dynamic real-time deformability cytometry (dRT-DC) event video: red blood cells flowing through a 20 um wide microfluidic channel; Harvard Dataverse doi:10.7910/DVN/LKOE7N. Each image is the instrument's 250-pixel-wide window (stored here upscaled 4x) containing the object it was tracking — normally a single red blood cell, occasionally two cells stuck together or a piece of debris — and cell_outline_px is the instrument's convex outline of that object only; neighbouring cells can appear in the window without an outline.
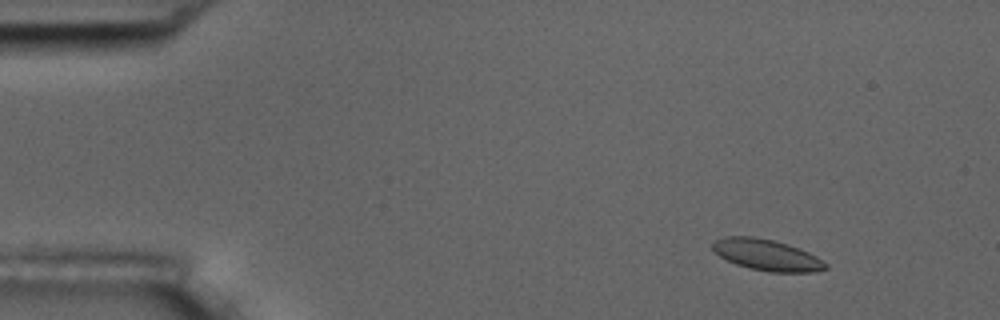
{"species": "common noctule bat (a hibernating species)", "species_latin": "Nyctalus noctula", "temperature_condition": "room temperature", "stored_images_in_passage": 5, "camera_frame_rate_fps": 3000, "um_per_image_px": 0.085, "animal": {"sex": "male", "body_mass_g": 17.5, "forearm_length_mm": 52.3}, "frame": {"image": 1, "passage_image": 2, "time_ms": 0.333, "image_size_px": [1000, 320], "cell_outline_px": [[828, 268], [812, 272], [768, 272], [748, 268], [736, 264], [720, 256], [712, 248], [712, 244], [716, 240], [724, 236], [752, 236], [776, 240], [788, 244], [808, 252], [816, 256], [828, 264]], "centroid_in_image_um": [65.19, 21.67], "position_along_channel_um": 19.8, "area_um2": 20.58}}
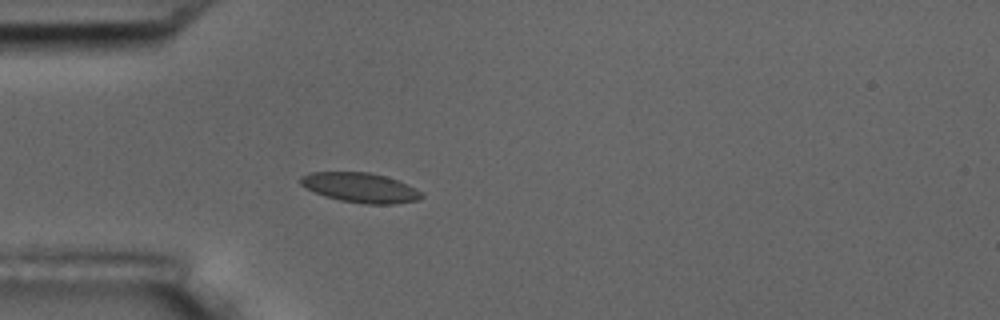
{"frame": {"image": 2, "passage_image": 5, "time_ms": 1.333, "image_size_px": [1000, 320], "cell_outline_px": [[424, 196], [420, 200], [392, 204], [364, 204], [340, 200], [324, 196], [300, 184], [300, 176], [312, 172], [368, 172], [384, 176], [396, 180], [424, 192]], "centroid_in_image_um": [30.65, 15.96], "position_along_channel_um": 54.3, "area_um2": 20.87}}